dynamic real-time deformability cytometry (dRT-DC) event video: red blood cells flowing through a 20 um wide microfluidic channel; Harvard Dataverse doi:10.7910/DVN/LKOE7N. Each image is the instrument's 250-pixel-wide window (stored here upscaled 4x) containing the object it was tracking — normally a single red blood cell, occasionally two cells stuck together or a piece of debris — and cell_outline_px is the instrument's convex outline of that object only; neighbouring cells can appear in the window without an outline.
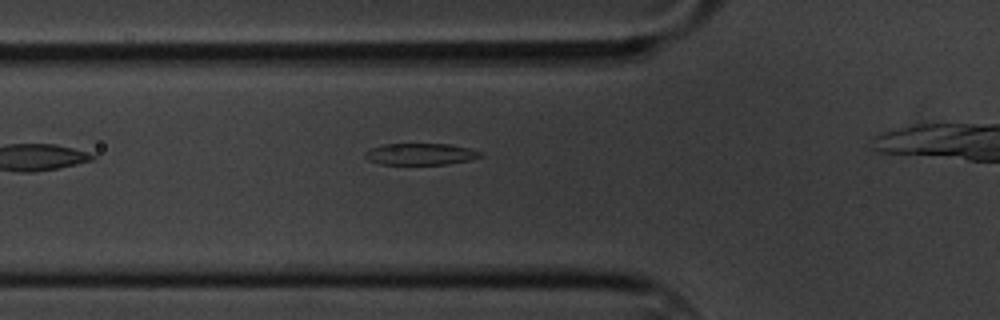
{"species": "common noctule bat (a hibernating species)", "species_latin": "Nyctalus noctula", "temperature_condition": "cold", "stored_images_in_passage": 35, "camera_frame_rate_fps": 3000, "um_per_image_px": 0.085, "animal": {"sex": "male", "body_mass_g": 20.1, "forearm_length_mm": 53.5}, "frame": {"image": 1, "passage_image": 2, "time_ms": 0.333, "image_size_px": [1000, 320], "cell_outline_px": [[484, 156], [472, 160], [448, 164], [380, 164], [368, 160], [364, 156], [364, 152], [372, 148], [384, 144], [448, 144], [468, 148], [484, 152]], "centroid_in_image_um": [35.79, 13.1], "position_along_channel_um": 90.0, "area_um2": 14.62}}
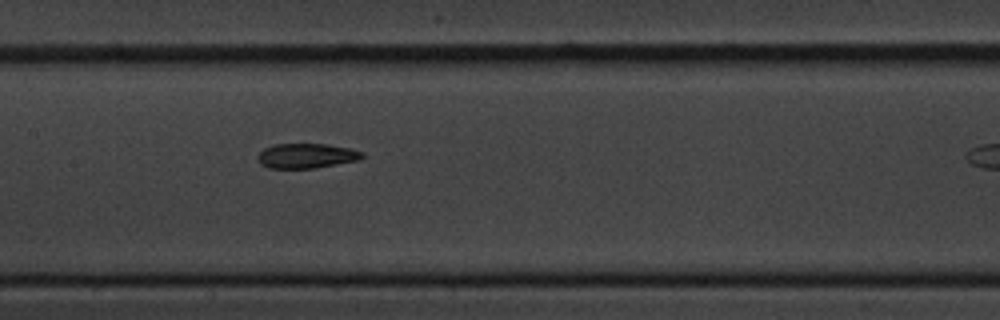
{"frame": {"image": 2, "passage_image": 10, "time_ms": 3.0, "image_size_px": [1000, 320], "cell_outline_px": [[364, 156], [360, 160], [316, 168], [268, 168], [260, 164], [256, 156], [264, 148], [272, 144], [328, 144], [348, 148], [364, 152]], "centroid_in_image_um": [26.04, 13.24], "position_along_channel_um": 181.4, "area_um2": 15.26}}
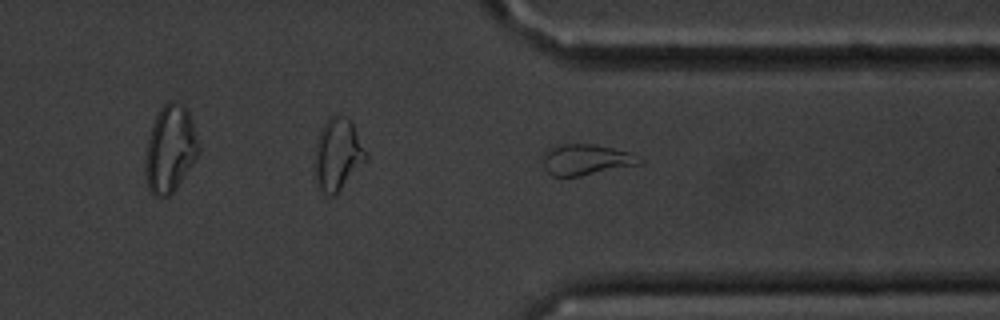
{"frame": {"image": 3, "passage_image": 26, "time_ms": 8.333, "image_size_px": [1000, 320], "cell_outline_px": [[644, 160], [640, 164], [580, 176], [552, 176], [544, 168], [540, 152], [552, 144], [592, 144], [612, 148], [628, 152]], "centroid_in_image_um": [49.7, 13.55], "position_along_channel_um": 361.7, "area_um2": 17.63}}